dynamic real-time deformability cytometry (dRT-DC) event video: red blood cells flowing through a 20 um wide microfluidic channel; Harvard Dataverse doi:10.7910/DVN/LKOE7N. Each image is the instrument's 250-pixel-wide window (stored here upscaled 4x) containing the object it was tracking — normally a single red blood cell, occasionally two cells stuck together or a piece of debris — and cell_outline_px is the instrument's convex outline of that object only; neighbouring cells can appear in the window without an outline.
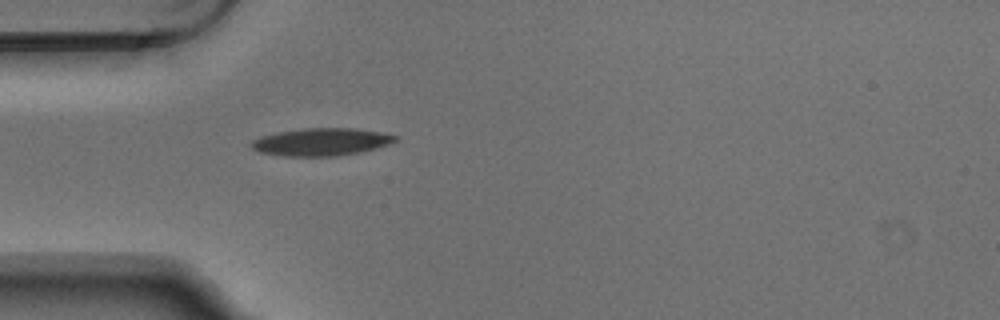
{"species": "Egyptian fruit bat (a non-hibernating species)", "species_latin": "Rousettus aegyptiacus", "temperature_condition": "warm", "stored_images_in_passage": 1, "camera_frame_rate_fps": 3000, "um_per_image_px": 0.085, "animal": {"sex": "male"}, "frame": {"image": 1, "passage_image": 1, "time_ms": 0.0, "image_size_px": [1000, 320], "cell_outline_px": [[400, 136], [392, 144], [360, 152], [336, 156], [284, 156], [260, 152], [252, 148], [248, 144], [252, 140], [260, 136], [276, 132], [304, 128], [356, 128], [380, 132]], "centroid_in_image_um": [27.31, 12.06], "position_along_channel_um": 57.7, "area_um2": 23.35}}